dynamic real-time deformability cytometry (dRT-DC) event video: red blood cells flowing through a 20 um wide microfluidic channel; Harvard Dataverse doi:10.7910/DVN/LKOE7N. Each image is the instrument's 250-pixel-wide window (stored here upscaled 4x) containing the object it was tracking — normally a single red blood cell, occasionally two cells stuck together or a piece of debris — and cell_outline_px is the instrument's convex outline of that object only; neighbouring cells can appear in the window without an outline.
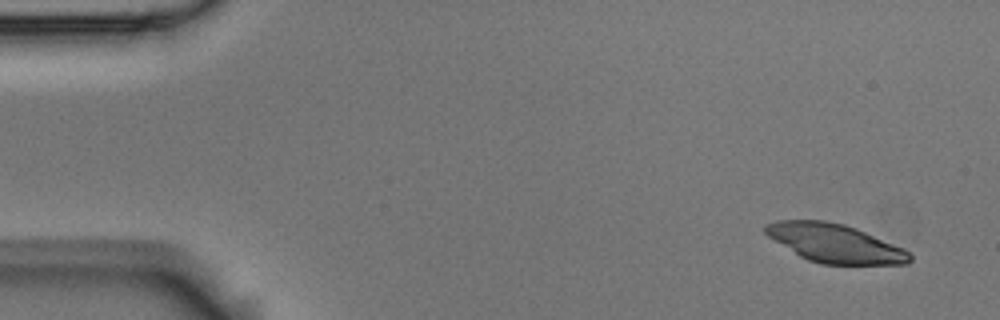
{"species": "Egyptian fruit bat (a non-hibernating species)", "species_latin": "Rousettus aegyptiacus", "temperature_condition": "room temperature", "stored_images_in_passage": 5, "camera_frame_rate_fps": 3000, "um_per_image_px": 0.085, "animal": {"sex": "male"}, "frame": {"image": 1, "passage_image": 1, "time_ms": 0.0, "image_size_px": [1000, 320], "cell_outline_px": [[912, 260], [908, 264], [820, 264], [808, 260], [800, 256], [768, 236], [764, 232], [764, 224], [776, 220], [824, 220], [844, 224], [856, 228], [904, 248], [912, 256]], "centroid_in_image_um": [70.96, 20.67], "position_along_channel_um": 14.0, "area_um2": 32.37}}